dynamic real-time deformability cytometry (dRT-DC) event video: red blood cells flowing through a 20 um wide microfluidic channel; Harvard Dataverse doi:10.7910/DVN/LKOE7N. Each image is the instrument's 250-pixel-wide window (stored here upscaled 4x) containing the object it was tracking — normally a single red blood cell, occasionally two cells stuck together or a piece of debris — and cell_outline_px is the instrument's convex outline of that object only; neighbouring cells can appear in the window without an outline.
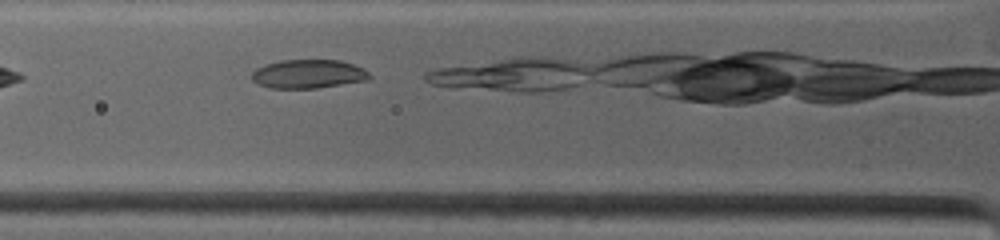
{"species": "common noctule bat (a hibernating species)", "species_latin": "Nyctalus noctula", "temperature_condition": "warm", "stored_images_in_passage": 16, "camera_frame_rate_fps": 4500, "um_per_image_px": 0.085, "animal": {"sex": "female", "body_mass_g": 19.0, "forearm_length_mm": 53.3}, "frame": {"image": 1, "passage_image": 5, "time_ms": 1.111, "image_size_px": [1000, 240], "cell_outline_px": [[372, 80], [316, 88], [272, 88], [260, 84], [252, 80], [248, 76], [256, 68], [264, 64], [280, 60], [340, 60], [364, 68], [372, 76]], "centroid_in_image_um": [26.22, 6.28], "position_along_channel_um": 99.6, "area_um2": 20.0}}